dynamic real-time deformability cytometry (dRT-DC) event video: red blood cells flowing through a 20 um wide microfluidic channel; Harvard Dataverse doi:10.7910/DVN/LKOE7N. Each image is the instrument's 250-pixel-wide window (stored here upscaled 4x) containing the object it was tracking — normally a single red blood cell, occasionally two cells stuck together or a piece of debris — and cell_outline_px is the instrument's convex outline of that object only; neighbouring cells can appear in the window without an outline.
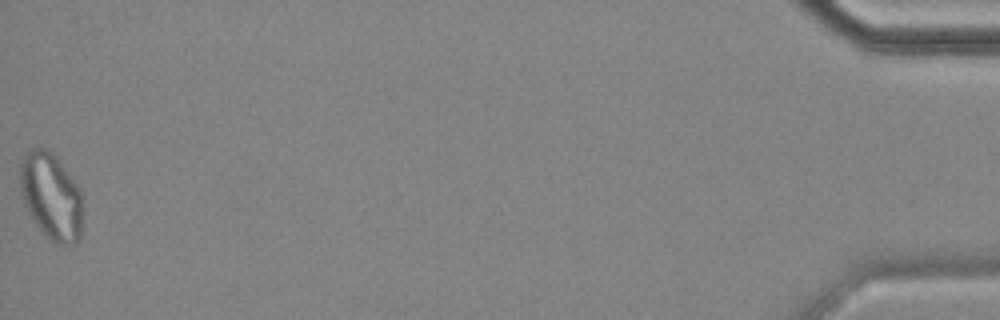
{"species": "common noctule bat (a hibernating species)", "species_latin": "Nyctalus noctula", "temperature_condition": "cold", "stored_images_in_passage": 57, "camera_frame_rate_fps": 3000, "um_per_image_px": 0.085, "animal": {"sex": "female", "body_mass_g": 18.4}, "frame": {"image": 1, "passage_image": 57, "time_ms": 18.667, "image_size_px": [1000, 320], "cell_outline_px": [[80, 236], [76, 244], [56, 244], [36, 224], [28, 212], [24, 204], [20, 192], [20, 164], [28, 148], [44, 148], [56, 156], [80, 188]], "centroid_in_image_um": [4.31, 16.65], "position_along_channel_um": 430.9, "area_um2": 31.21}, "authors_computed_cell_mechanics": {"area_um2": 27.6862, "velocity_mm_per_s": 3.5131, "shape_relaxation_time_tau1_ms": null, "shape_relaxation_time_tau2_ms": 2.4943, "deformation_change_tau1": null, "deformation_change_tau2": 0.1027}}